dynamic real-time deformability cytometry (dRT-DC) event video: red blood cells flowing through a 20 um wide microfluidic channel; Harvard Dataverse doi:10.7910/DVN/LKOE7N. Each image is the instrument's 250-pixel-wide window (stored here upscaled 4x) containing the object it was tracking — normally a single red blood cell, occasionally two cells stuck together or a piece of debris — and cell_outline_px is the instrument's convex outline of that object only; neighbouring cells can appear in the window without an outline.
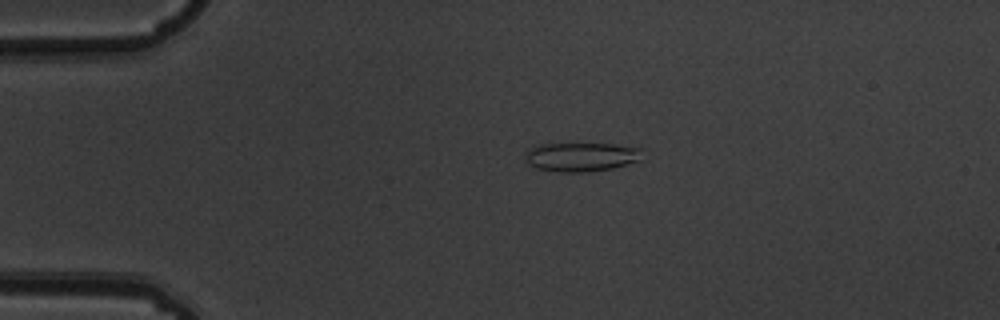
{"species": "common noctule bat (a hibernating species)", "species_latin": "Nyctalus noctula", "temperature_condition": "warm", "stored_images_in_passage": 5, "camera_frame_rate_fps": 3000, "um_per_image_px": 0.085, "animal": {"sex": "male", "body_mass_g": 19.5, "forearm_length_mm": 54.6}, "frame": {"image": 1, "passage_image": 4, "time_ms": 1.0, "image_size_px": [1000, 320], "cell_outline_px": [[644, 148], [640, 160], [612, 168], [584, 172], [560, 172], [536, 168], [528, 164], [528, 148], [540, 144], [612, 144]], "centroid_in_image_um": [49.45, 13.33], "position_along_channel_um": 35.6, "area_um2": 19.59}}